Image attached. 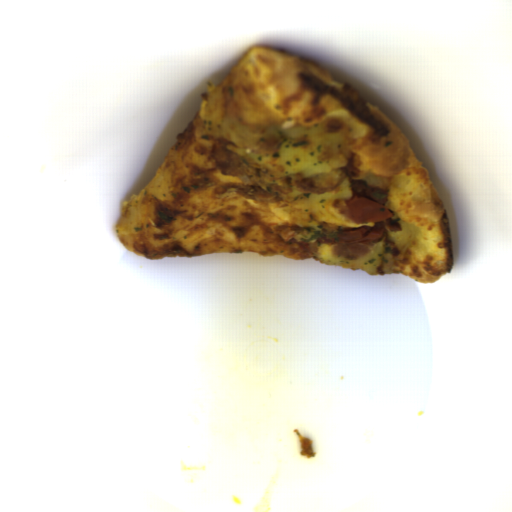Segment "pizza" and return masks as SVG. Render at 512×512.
Here are the masks:
<instances>
[{"instance_id":"obj_1","label":"pizza","mask_w":512,"mask_h":512,"mask_svg":"<svg viewBox=\"0 0 512 512\" xmlns=\"http://www.w3.org/2000/svg\"><path fill=\"white\" fill-rule=\"evenodd\" d=\"M201 107L157 166L154 176L121 206L115 226L125 250L150 260L255 252L290 260L402 274L421 284L452 272L453 241L438 189L388 115L350 84L313 63L257 47L219 84H208ZM328 122L347 137L363 181L389 195L386 205L402 231H388L370 252L343 259L338 234L371 227L349 219L348 201L300 210L239 194L242 180L222 175L211 147L218 138L253 160L262 127Z\"/></svg>"}]
</instances>
